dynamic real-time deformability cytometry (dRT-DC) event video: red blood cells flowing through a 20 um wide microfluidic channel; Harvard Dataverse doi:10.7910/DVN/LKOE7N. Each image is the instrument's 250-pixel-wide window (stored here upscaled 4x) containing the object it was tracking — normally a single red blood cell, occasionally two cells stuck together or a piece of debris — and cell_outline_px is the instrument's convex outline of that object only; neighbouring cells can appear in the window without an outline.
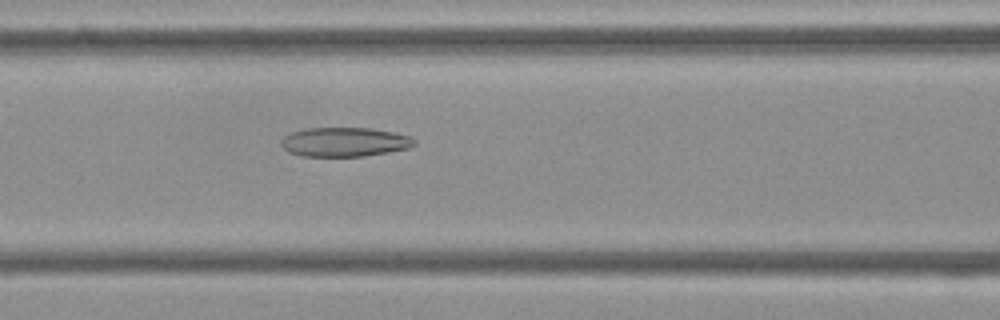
{"species": "Egyptian fruit bat (a non-hibernating species)", "species_latin": "Rousettus aegyptiacus", "temperature_condition": "cold", "stored_images_in_passage": 53, "camera_frame_rate_fps": 3000, "um_per_image_px": 0.085, "frame": {"image": 1, "passage_image": 22, "time_ms": 7.0, "image_size_px": [1000, 320], "cell_outline_px": [[416, 144], [408, 148], [388, 152], [364, 156], [300, 156], [288, 152], [280, 144], [280, 140], [284, 136], [292, 132], [308, 128], [372, 128], [392, 132], [408, 136], [416, 140]], "centroid_in_image_um": [29.26, 12.07], "position_along_channel_um": 137.3, "area_um2": 22.66}}
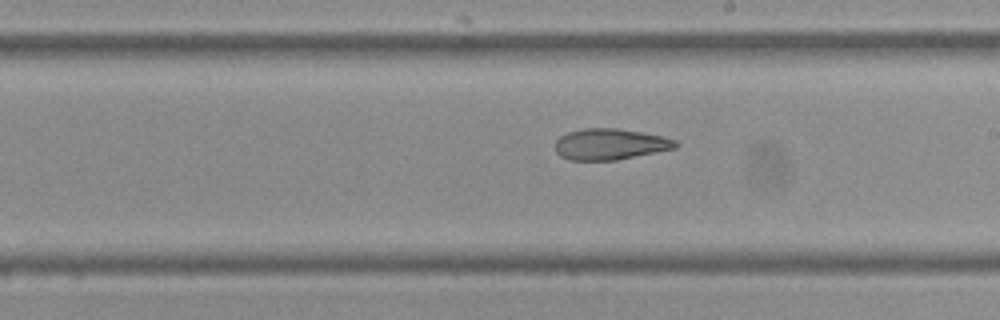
{"frame": {"image": 2, "passage_image": 30, "time_ms": 9.667, "image_size_px": [1000, 320], "cell_outline_px": [[680, 144], [676, 148], [616, 160], [568, 160], [560, 156], [556, 152], [556, 140], [560, 136], [568, 132], [584, 128], [616, 128], [664, 136], [676, 140]], "centroid_in_image_um": [51.86, 12.25], "position_along_channel_um": 237.1, "area_um2": 21.85}}
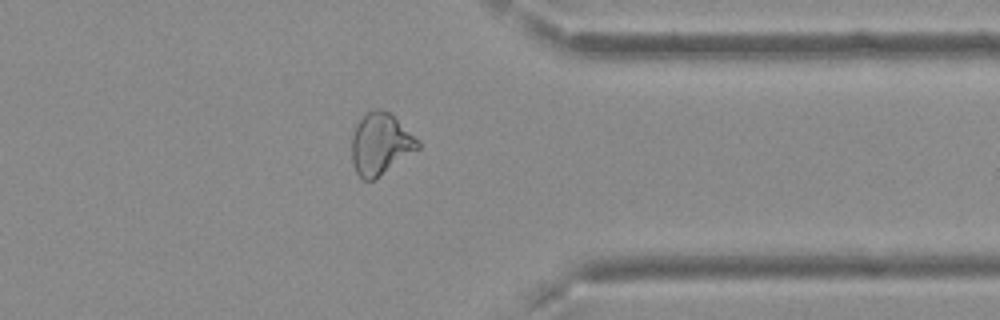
{"frame": {"image": 3, "passage_image": 42, "time_ms": 13.667, "image_size_px": [1000, 320], "cell_outline_px": [[420, 148], [372, 180], [364, 180], [356, 172], [352, 160], [352, 136], [356, 124], [364, 112], [372, 108], [376, 108], [388, 112], [420, 140]], "centroid_in_image_um": [32.33, 12.2], "position_along_channel_um": 379.1, "area_um2": 23.52}, "authors_computed_cell_mechanics": {"area_um2": 24.7962, "velocity_mm_per_s": 3.7555, "shape_relaxation_time_tau1_ms": null, "shape_relaxation_time_tau2_ms": 5.2821, "deformation_change_tau1": null, "deformation_change_tau2": 0.1431}}